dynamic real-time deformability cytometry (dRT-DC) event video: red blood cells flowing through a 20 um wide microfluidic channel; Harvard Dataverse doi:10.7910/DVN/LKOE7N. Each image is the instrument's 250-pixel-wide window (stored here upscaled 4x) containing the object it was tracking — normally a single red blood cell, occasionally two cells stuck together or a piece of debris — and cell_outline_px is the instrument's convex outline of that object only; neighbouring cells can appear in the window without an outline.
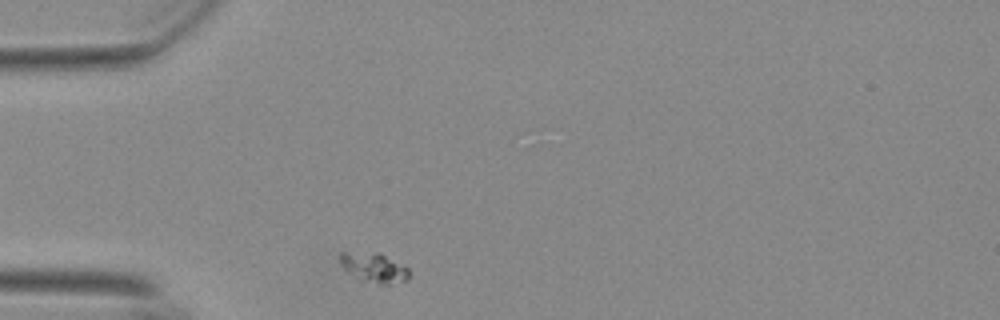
{"species": "Egyptian fruit bat (a non-hibernating species)", "species_latin": "Rousettus aegyptiacus", "temperature_condition": "warm", "stored_images_in_passage": 32, "camera_frame_rate_fps": 3000, "um_per_image_px": 0.085, "animal": {"sex": "female"}, "frame": {"image": 1, "passage_image": 1, "time_ms": 0.0, "image_size_px": [1000, 320], "cell_outline_px": [[408, 280], [388, 284], [380, 284], [360, 280], [348, 272], [340, 264], [340, 252], [380, 252], [408, 268]], "centroid_in_image_um": [31.77, 22.73], "position_along_channel_um": 53.2, "area_um2": 11.91}}
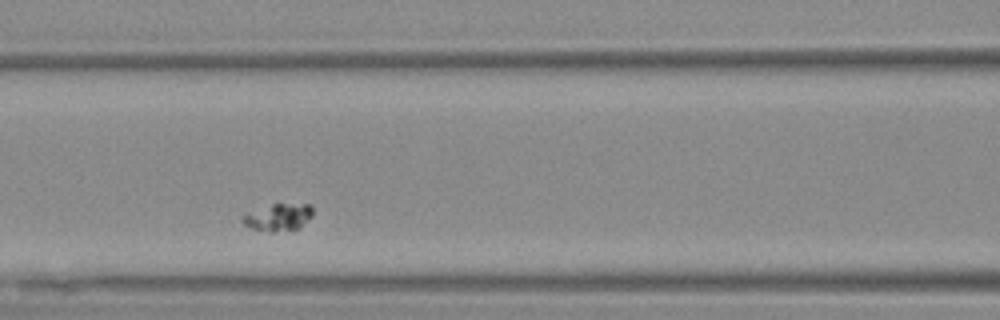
{"frame": {"image": 2, "passage_image": 10, "time_ms": 3.0, "image_size_px": [1000, 320], "cell_outline_px": [[312, 216], [300, 228], [272, 232], [268, 232], [252, 228], [244, 224], [240, 220], [240, 216], [272, 204], [312, 204]], "centroid_in_image_um": [23.66, 18.47], "position_along_channel_um": 142.9, "area_um2": 11.04}}
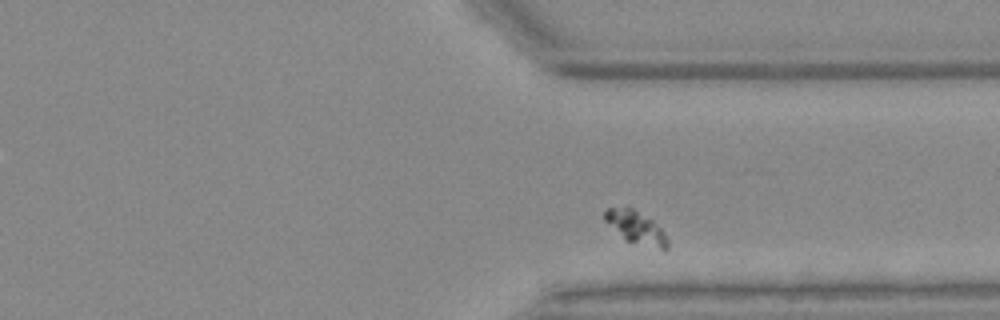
{"frame": {"image": 3, "passage_image": 29, "time_ms": 9.333, "image_size_px": [1000, 320], "cell_outline_px": [[668, 248], [664, 252], [624, 240], [604, 220], [604, 212], [608, 208], [632, 208], [652, 220], [664, 232], [668, 240]], "centroid_in_image_um": [54.09, 19.4], "position_along_channel_um": 357.3, "area_um2": 12.08}}